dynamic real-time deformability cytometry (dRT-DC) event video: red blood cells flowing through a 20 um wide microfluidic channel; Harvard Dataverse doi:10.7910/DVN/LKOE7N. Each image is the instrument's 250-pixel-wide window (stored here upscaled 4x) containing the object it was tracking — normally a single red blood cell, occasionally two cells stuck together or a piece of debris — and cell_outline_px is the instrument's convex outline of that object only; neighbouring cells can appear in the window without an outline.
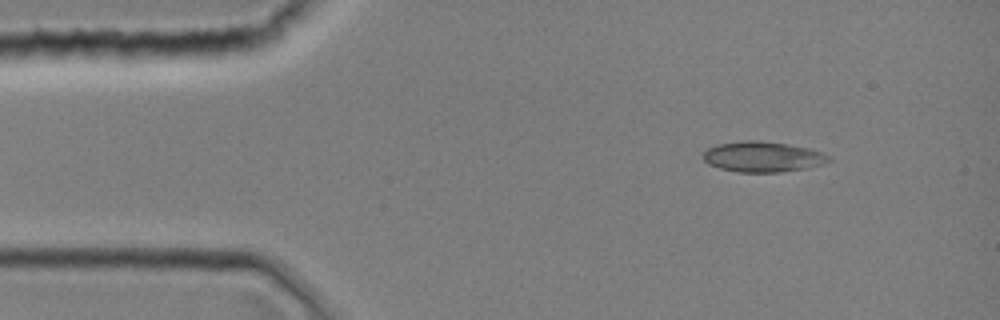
{"species": "common noctule bat (a hibernating species)", "species_latin": "Nyctalus noctula", "temperature_condition": "room temperature", "stored_images_in_passage": 2, "camera_frame_rate_fps": 3000, "um_per_image_px": 0.085, "animal": {"sex": "female", "body_mass_g": 19.0, "forearm_length_mm": 51.5}, "frame": {"image": 1, "passage_image": 1, "time_ms": 0.0, "image_size_px": [1000, 320], "cell_outline_px": [[832, 160], [824, 164], [808, 168], [780, 172], [736, 172], [720, 168], [708, 164], [704, 160], [704, 152], [708, 148], [716, 144], [744, 140], [756, 140], [788, 144], [808, 148], [832, 156]], "centroid_in_image_um": [64.85, 13.33], "position_along_channel_um": 20.1, "area_um2": 22.43}}